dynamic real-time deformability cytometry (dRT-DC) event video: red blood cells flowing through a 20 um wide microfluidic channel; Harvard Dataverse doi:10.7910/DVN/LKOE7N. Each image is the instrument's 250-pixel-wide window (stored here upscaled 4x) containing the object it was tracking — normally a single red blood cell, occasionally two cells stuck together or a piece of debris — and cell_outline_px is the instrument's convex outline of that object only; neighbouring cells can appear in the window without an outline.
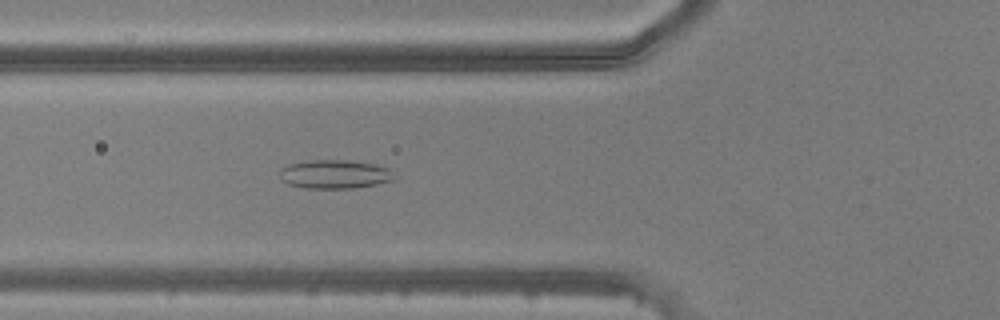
{"species": "common noctule bat (a hibernating species)", "species_latin": "Nyctalus noctula", "temperature_condition": "warm", "stored_images_in_passage": 50, "camera_frame_rate_fps": 3000, "um_per_image_px": 0.085, "animal": {"sex": "male", "body_mass_g": 20.5, "forearm_length_mm": 52.5}, "frame": {"image": 1, "passage_image": 19, "time_ms": 6.0, "image_size_px": [1000, 320], "cell_outline_px": [[396, 176], [392, 180], [376, 184], [356, 188], [308, 188], [288, 184], [284, 180], [280, 172], [280, 168], [288, 164], [312, 160], [348, 160], [376, 164], [388, 168]], "centroid_in_image_um": [28.48, 14.8], "position_along_channel_um": 97.3, "area_um2": 19.07}}
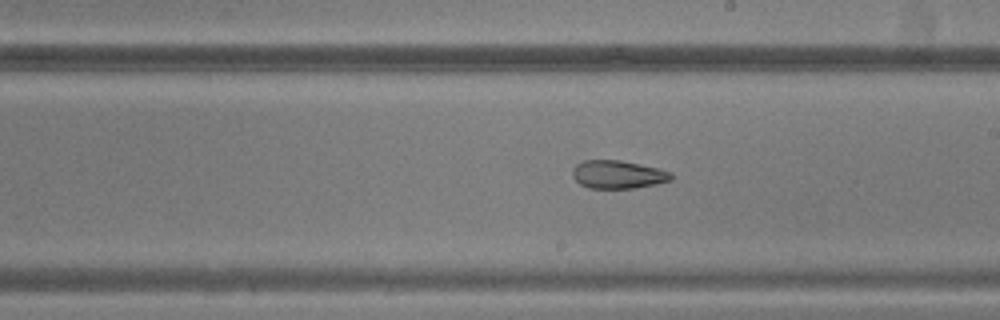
{"frame": {"image": 2, "passage_image": 29, "time_ms": 9.333, "image_size_px": [1000, 320], "cell_outline_px": [[672, 180], [656, 184], [636, 188], [588, 188], [580, 184], [572, 176], [572, 168], [576, 164], [584, 160], [620, 160], [660, 168], [672, 172]], "centroid_in_image_um": [52.53, 14.83], "position_along_channel_um": 236.5, "area_um2": 16.36}}
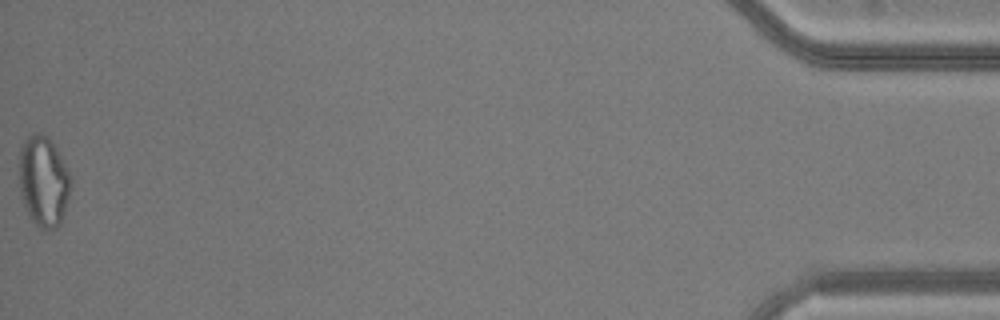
{"frame": {"image": 3, "passage_image": 50, "time_ms": 16.333, "image_size_px": [1000, 320], "cell_outline_px": [[72, 184], [60, 224], [56, 228], [44, 228], [36, 224], [28, 216], [20, 196], [20, 148], [24, 140], [32, 132], [40, 132], [48, 136], [56, 148], [72, 176]], "centroid_in_image_um": [3.7, 15.37], "position_along_channel_um": 431.5, "area_um2": 27.34}}